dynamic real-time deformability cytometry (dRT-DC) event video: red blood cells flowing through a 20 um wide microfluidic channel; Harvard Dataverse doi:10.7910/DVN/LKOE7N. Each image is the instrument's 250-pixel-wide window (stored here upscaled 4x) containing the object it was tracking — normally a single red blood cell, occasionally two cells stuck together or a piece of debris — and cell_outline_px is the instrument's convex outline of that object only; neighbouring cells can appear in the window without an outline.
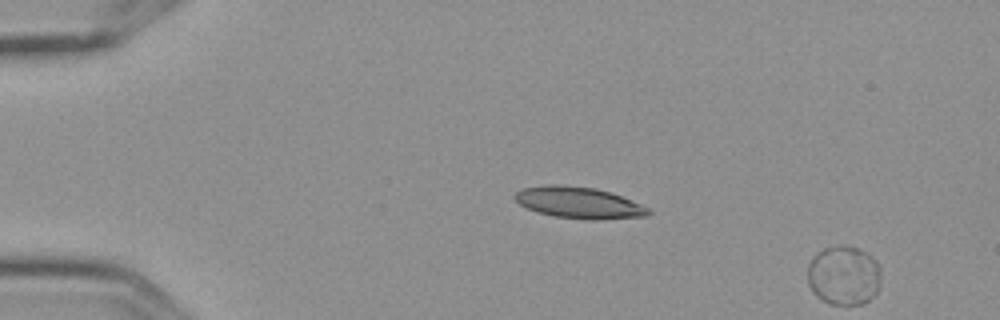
{"species": "Egyptian fruit bat (a non-hibernating species)", "species_latin": "Rousettus aegyptiacus", "temperature_condition": "cold", "stored_images_in_passage": 3, "segment_of_instrument_passage": [2, 2], "camera_frame_rate_fps": 3000, "um_per_image_px": 0.085, "frame": {"image": 1, "passage_image": 3, "time_ms": 0.667, "image_size_px": [1000, 320], "cell_outline_px": [[880, 276], [876, 292], [868, 300], [860, 304], [828, 304], [820, 300], [816, 296], [808, 284], [808, 264], [812, 256], [824, 248], [840, 244], [860, 248], [872, 256], [876, 260], [880, 268]], "centroid_in_image_um": [71.69, 23.39], "position_along_channel_um": 13.3, "area_um2": 25.61}}